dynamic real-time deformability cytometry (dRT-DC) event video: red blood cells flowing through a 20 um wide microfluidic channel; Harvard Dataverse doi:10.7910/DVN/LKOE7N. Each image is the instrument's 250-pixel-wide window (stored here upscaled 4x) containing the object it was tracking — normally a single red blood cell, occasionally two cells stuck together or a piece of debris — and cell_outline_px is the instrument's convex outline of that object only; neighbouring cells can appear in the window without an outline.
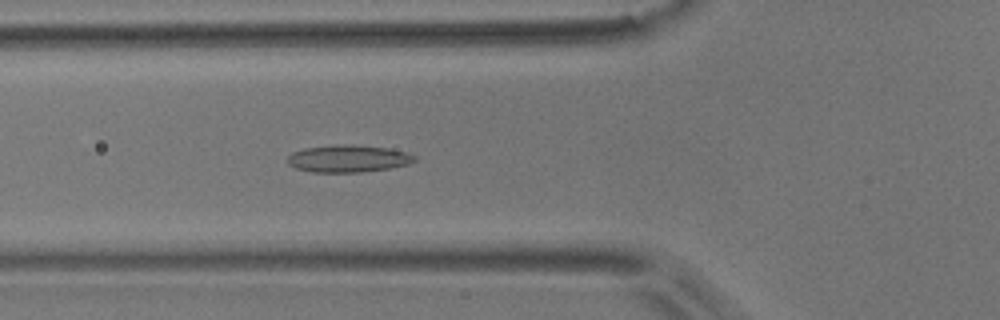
{"species": "common noctule bat (a hibernating species)", "species_latin": "Nyctalus noctula", "temperature_condition": "room temperature", "stored_images_in_passage": 27, "camera_frame_rate_fps": 3000, "um_per_image_px": 0.085, "animal": {"sex": "male", "body_mass_g": 17.9}, "frame": {"image": 1, "passage_image": 10, "time_ms": 3.0, "image_size_px": [1000, 320], "cell_outline_px": [[416, 160], [408, 164], [388, 168], [360, 172], [312, 172], [296, 168], [288, 164], [288, 156], [292, 152], [304, 148], [344, 144], [352, 144], [388, 148], [408, 152], [416, 156]], "centroid_in_image_um": [29.6, 13.47], "position_along_channel_um": 96.2, "area_um2": 20.11}}
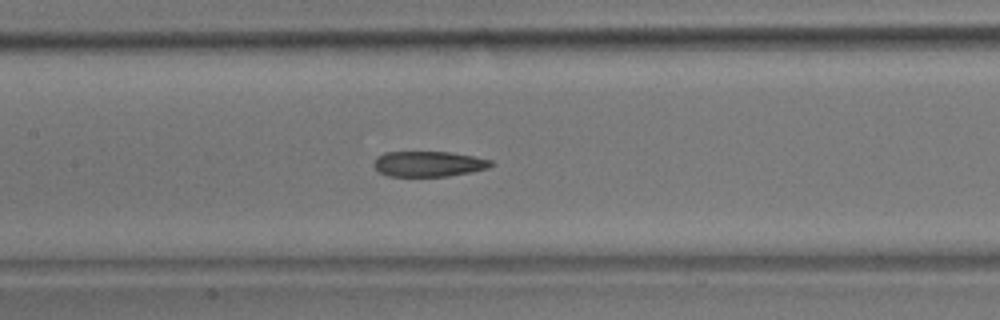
{"frame": {"image": 2, "passage_image": 16, "time_ms": 5.0, "image_size_px": [1000, 320], "cell_outline_px": [[496, 164], [488, 168], [472, 172], [448, 176], [388, 176], [380, 172], [372, 164], [376, 156], [384, 152], [448, 152], [472, 156], [492, 160]], "centroid_in_image_um": [36.43, 13.93], "position_along_channel_um": 171.0, "area_um2": 17.46}}
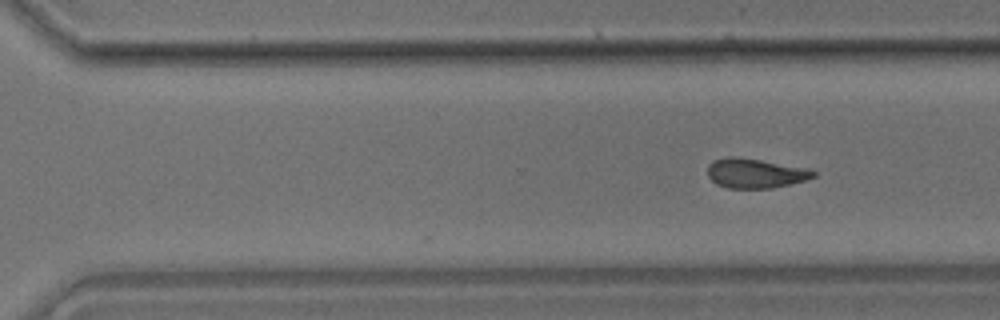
{"frame": {"image": 3, "passage_image": 27, "time_ms": 8.667, "image_size_px": [1000, 320], "cell_outline_px": [[816, 176], [804, 180], [772, 188], [728, 188], [716, 184], [708, 176], [708, 164], [712, 160], [728, 156], [732, 156], [760, 160], [804, 168], [816, 172]], "centroid_in_image_um": [64.13, 14.73], "position_along_channel_um": 306.5, "area_um2": 17.98}}